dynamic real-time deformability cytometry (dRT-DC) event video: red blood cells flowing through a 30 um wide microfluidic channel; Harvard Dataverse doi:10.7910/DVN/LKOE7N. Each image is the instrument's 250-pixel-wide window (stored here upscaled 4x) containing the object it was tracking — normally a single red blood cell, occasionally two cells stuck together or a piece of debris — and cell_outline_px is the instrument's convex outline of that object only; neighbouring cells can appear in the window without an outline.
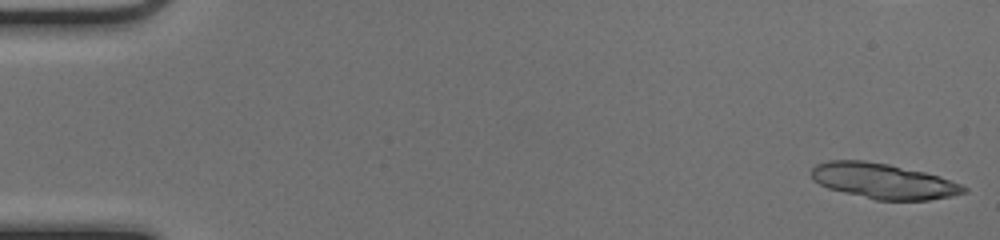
{"species": "common noctule bat (a hibernating species)", "species_latin": "Nyctalus noctula", "temperature_condition": "cold", "stored_images_in_passage": 52, "camera_frame_rate_fps": 3000, "um_per_image_px": 0.085, "animal": {"sex": "female", "body_mass_g": 17.0, "forearm_length_mm": 48.0}, "frame": {"image": 1, "passage_image": 1, "time_ms": 0.0, "image_size_px": [1000, 240], "cell_outline_px": [[968, 192], [952, 196], [928, 200], [876, 200], [828, 188], [812, 180], [812, 168], [816, 164], [828, 160], [864, 160], [888, 164], [924, 172], [940, 176], [960, 184], [968, 188]], "centroid_in_image_um": [75.09, 15.39], "position_along_channel_um": 9.9, "area_um2": 31.33}, "authors_computed_cell_mechanics": {"area_um2": 19.0451, "velocity_mm_per_s": 4.0919, "shape_relaxation_time_tau1_ms": null, "shape_relaxation_time_tau2_ms": 2.9985, "deformation_change_tau1": null, "deformation_change_tau2": 0.1018}}